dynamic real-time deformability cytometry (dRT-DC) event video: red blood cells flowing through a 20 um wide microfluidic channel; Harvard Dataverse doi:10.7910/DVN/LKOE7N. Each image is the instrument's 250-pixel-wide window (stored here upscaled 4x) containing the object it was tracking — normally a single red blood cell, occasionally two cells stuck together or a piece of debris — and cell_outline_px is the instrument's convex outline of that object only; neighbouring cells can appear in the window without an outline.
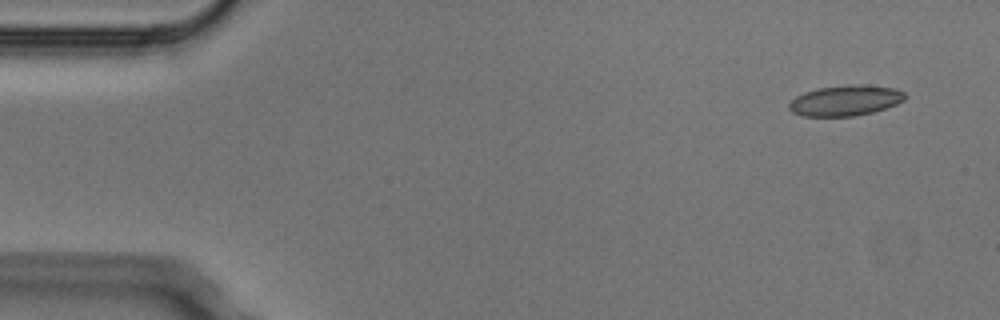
{"species": "Egyptian fruit bat (a non-hibernating species)", "species_latin": "Rousettus aegyptiacus", "temperature_condition": "cold", "stored_images_in_passage": 5, "camera_frame_rate_fps": 3000, "um_per_image_px": 0.085, "animal": {"sex": "male"}, "frame": {"image": 1, "passage_image": 1, "time_ms": 0.0, "image_size_px": [1000, 320], "cell_outline_px": [[904, 100], [896, 104], [872, 112], [856, 116], [804, 116], [792, 112], [788, 108], [788, 104], [796, 96], [804, 92], [816, 88], [848, 84], [860, 84], [896, 88], [904, 92]], "centroid_in_image_um": [71.83, 8.53], "position_along_channel_um": 13.2, "area_um2": 20.69}}